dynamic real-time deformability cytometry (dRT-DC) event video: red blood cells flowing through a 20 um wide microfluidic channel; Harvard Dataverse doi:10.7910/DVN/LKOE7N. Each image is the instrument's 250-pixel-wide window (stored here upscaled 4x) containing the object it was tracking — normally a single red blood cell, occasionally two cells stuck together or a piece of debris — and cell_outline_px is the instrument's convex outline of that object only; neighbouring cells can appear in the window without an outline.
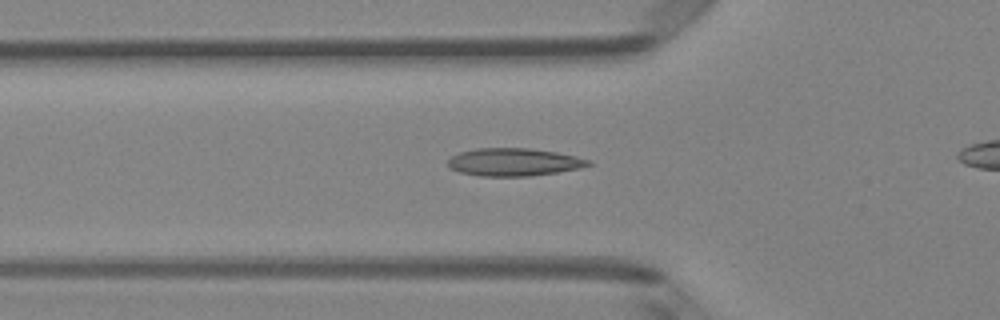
{"species": "Egyptian fruit bat (a non-hibernating species)", "species_latin": "Rousettus aegyptiacus", "temperature_condition": "room temperature", "stored_images_in_passage": 43, "camera_frame_rate_fps": 3000, "um_per_image_px": 0.085, "animal": {"sex": "female"}, "frame": {"image": 1, "passage_image": 17, "time_ms": 5.333, "image_size_px": [1000, 320], "cell_outline_px": [[592, 164], [580, 168], [556, 172], [528, 176], [480, 176], [460, 172], [448, 168], [448, 160], [452, 156], [460, 152], [476, 148], [528, 148], [556, 152], [576, 156], [592, 160]], "centroid_in_image_um": [43.67, 13.77], "position_along_channel_um": 82.1, "area_um2": 22.72}}
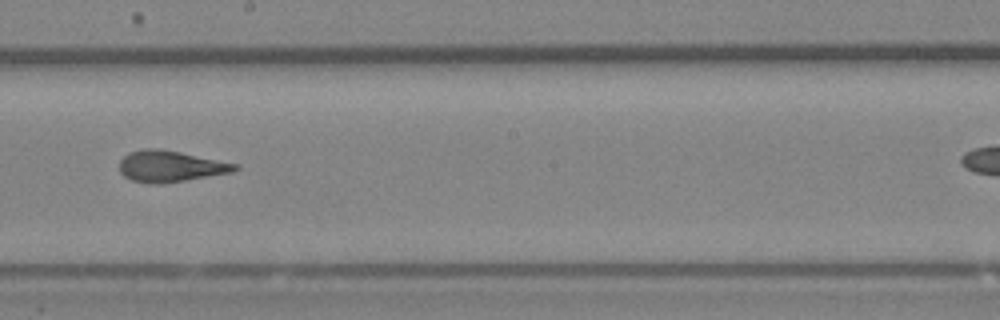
{"frame": {"image": 2, "passage_image": 28, "time_ms": 9.0, "image_size_px": [1000, 320], "cell_outline_px": [[240, 168], [232, 172], [160, 184], [148, 184], [132, 180], [124, 176], [120, 172], [120, 160], [128, 152], [144, 148], [160, 148], [240, 164]], "centroid_in_image_um": [14.47, 14.12], "position_along_channel_um": 233.7, "area_um2": 21.1}}
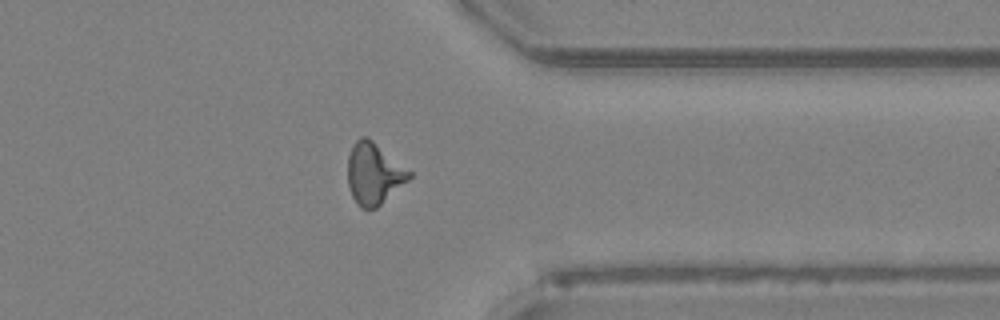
{"frame": {"image": 3, "passage_image": 39, "time_ms": 12.667, "image_size_px": [1000, 320], "cell_outline_px": [[412, 176], [408, 180], [376, 208], [360, 208], [356, 204], [352, 196], [348, 184], [348, 156], [356, 140], [360, 136], [364, 136], [372, 140], [412, 172]], "centroid_in_image_um": [31.77, 14.76], "position_along_channel_um": 379.6, "area_um2": 21.73}, "authors_computed_cell_mechanics": {"area_um2": 21.3282, "velocity_mm_per_s": 4.1414, "shape_relaxation_time_tau1_ms": 5.2202, "shape_relaxation_time_tau2_ms": 1.8018, "deformation_change_tau1": 0.1623, "deformation_change_tau2": 0.0795}}